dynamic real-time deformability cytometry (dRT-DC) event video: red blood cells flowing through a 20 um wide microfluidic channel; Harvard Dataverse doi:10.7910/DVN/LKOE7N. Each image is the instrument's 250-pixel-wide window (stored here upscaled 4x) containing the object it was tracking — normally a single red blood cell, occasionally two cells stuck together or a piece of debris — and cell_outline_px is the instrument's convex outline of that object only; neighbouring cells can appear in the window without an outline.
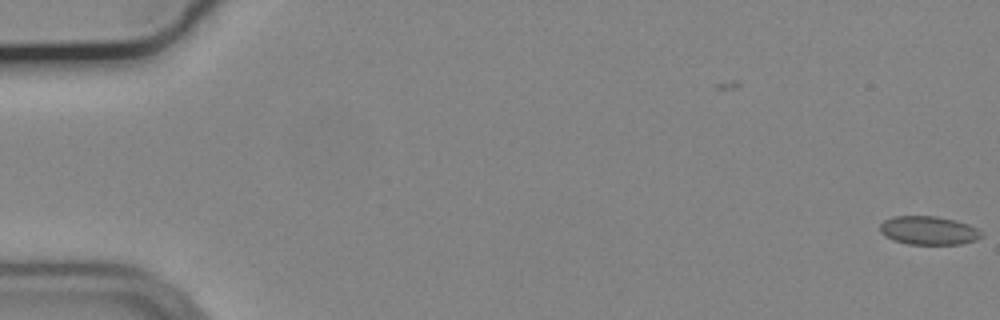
{"species": "common noctule bat (a hibernating species)", "species_latin": "Nyctalus noctula", "temperature_condition": "cold", "stored_images_in_passage": 5, "camera_frame_rate_fps": 3000, "um_per_image_px": 0.085, "animal": {"sex": "male", "body_mass_g": 19.2, "forearm_length_mm": 51.8}, "frame": {"image": 1, "passage_image": 5, "time_ms": 1.333, "image_size_px": [1000, 320], "cell_outline_px": [[984, 236], [976, 240], [960, 244], [908, 244], [884, 236], [880, 232], [880, 224], [884, 220], [892, 216], [936, 216], [956, 220], [968, 224], [976, 228]], "centroid_in_image_um": [78.93, 19.58], "position_along_channel_um": 6.1, "area_um2": 16.88}}